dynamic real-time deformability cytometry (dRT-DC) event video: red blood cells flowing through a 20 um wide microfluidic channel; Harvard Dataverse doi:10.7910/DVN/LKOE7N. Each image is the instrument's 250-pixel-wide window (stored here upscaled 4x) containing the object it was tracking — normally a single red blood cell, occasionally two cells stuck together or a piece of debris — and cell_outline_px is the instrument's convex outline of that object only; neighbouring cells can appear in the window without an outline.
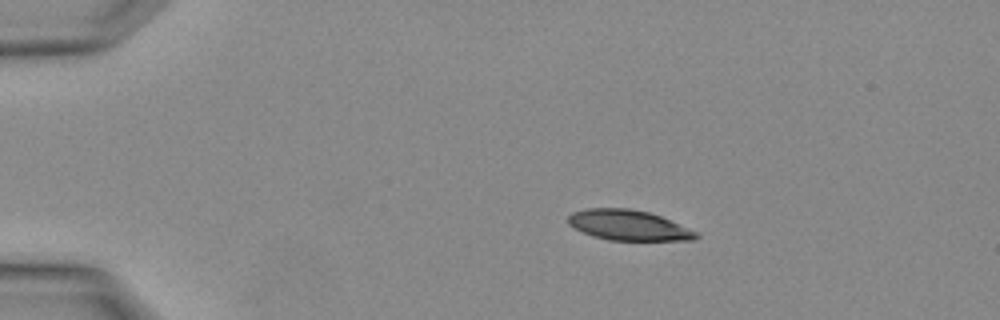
{"species": "Egyptian fruit bat (a non-hibernating species)", "species_latin": "Rousettus aegyptiacus", "temperature_condition": "warm", "stored_images_in_passage": 2, "camera_frame_rate_fps": 3000, "um_per_image_px": 0.085, "animal": {"sex": "female"}, "frame": {"image": 1, "passage_image": 2, "time_ms": 0.333, "image_size_px": [1000, 320], "cell_outline_px": [[700, 236], [692, 240], [608, 240], [592, 236], [568, 224], [568, 216], [572, 212], [588, 208], [628, 208], [648, 212], [660, 216], [696, 232]], "centroid_in_image_um": [53.38, 19.14], "position_along_channel_um": 31.6, "area_um2": 22.31}}